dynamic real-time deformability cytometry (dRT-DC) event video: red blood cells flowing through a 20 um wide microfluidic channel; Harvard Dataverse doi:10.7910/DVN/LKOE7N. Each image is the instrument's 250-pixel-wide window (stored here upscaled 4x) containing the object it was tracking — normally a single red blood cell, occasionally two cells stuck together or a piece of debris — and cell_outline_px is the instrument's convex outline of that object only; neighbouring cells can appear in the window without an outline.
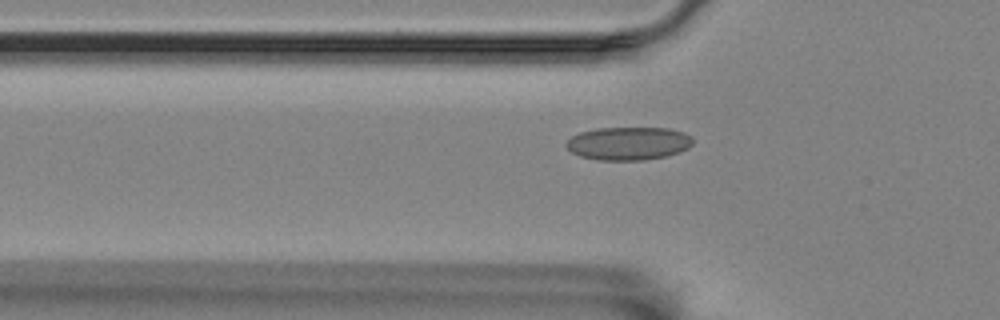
{"species": "Egyptian fruit bat (a non-hibernating species)", "species_latin": "Rousettus aegyptiacus", "temperature_condition": "room temperature", "stored_images_in_passage": 40, "camera_frame_rate_fps": 3000, "um_per_image_px": 0.085, "animal": {"sex": "female"}, "frame": {"image": 1, "passage_image": 7, "time_ms": 2.0, "image_size_px": [1000, 320], "cell_outline_px": [[692, 144], [688, 148], [680, 152], [668, 156], [644, 160], [596, 160], [580, 156], [572, 152], [564, 144], [572, 136], [580, 132], [596, 128], [668, 128], [684, 132], [692, 136]], "centroid_in_image_um": [53.43, 12.19], "position_along_channel_um": 72.4, "area_um2": 24.62}}
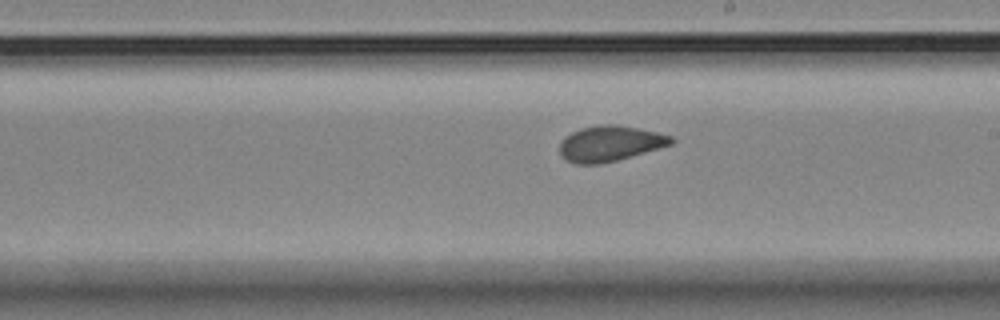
{"frame": {"image": 2, "passage_image": 21, "time_ms": 6.667, "image_size_px": [1000, 320], "cell_outline_px": [[676, 140], [672, 144], [616, 160], [600, 164], [576, 164], [568, 160], [560, 152], [560, 144], [564, 136], [580, 128], [600, 124], [616, 124], [656, 132], [672, 136]], "centroid_in_image_um": [51.84, 12.18], "position_along_channel_um": 237.2, "area_um2": 22.83}}
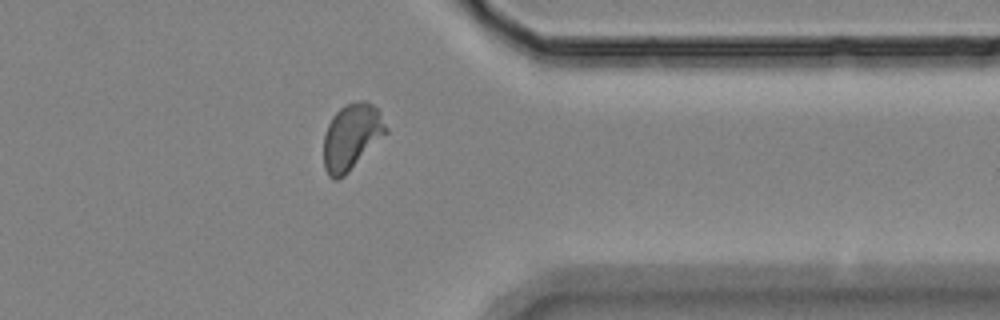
{"frame": {"image": 3, "passage_image": 34, "time_ms": 11.0, "image_size_px": [1000, 320], "cell_outline_px": [[388, 132], [344, 176], [336, 180], [332, 180], [328, 176], [324, 168], [324, 136], [328, 124], [332, 116], [344, 104], [360, 100], [364, 100], [372, 104], [380, 112], [388, 128]], "centroid_in_image_um": [29.88, 11.62], "position_along_channel_um": 381.5, "area_um2": 24.04}}